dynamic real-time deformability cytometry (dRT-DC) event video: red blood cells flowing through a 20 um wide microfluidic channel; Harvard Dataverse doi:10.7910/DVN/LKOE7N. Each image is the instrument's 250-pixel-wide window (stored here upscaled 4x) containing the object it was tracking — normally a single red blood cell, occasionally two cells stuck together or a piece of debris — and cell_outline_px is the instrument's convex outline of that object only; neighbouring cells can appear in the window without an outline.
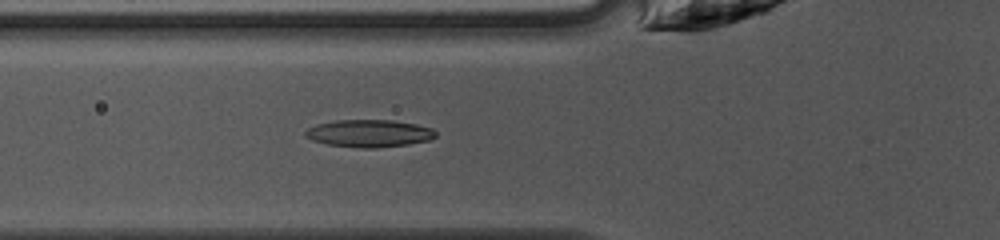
{"species": "common noctule bat (a hibernating species)", "species_latin": "Nyctalus noctula", "temperature_condition": "warm", "stored_images_in_passage": 47, "camera_frame_rate_fps": 3000, "um_per_image_px": 0.085, "animal": {"sex": "female", "body_mass_g": 10.0, "forearm_length_mm": 53.1}, "frame": {"image": 1, "passage_image": 18, "time_ms": 5.667, "image_size_px": [1000, 240], "cell_outline_px": [[436, 136], [428, 140], [408, 144], [376, 148], [360, 148], [328, 144], [312, 140], [304, 136], [304, 132], [308, 128], [316, 124], [336, 120], [392, 120], [416, 124], [432, 128], [436, 132]], "centroid_in_image_um": [31.36, 11.33], "position_along_channel_um": 94.4, "area_um2": 20.81}}
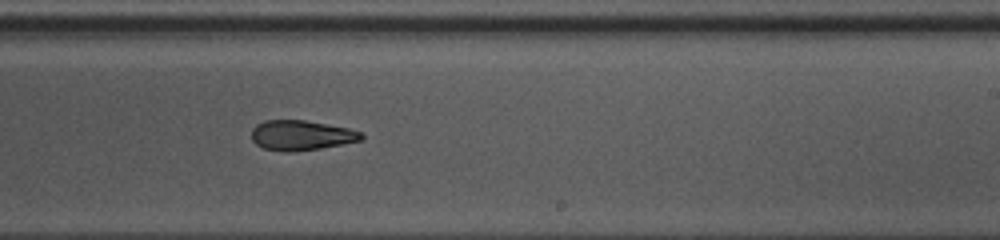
{"frame": {"image": 2, "passage_image": 30, "time_ms": 9.667, "image_size_px": [1000, 240], "cell_outline_px": [[364, 136], [360, 140], [320, 148], [288, 152], [284, 152], [264, 148], [256, 144], [252, 140], [252, 128], [256, 124], [264, 120], [304, 120], [348, 128], [360, 132]], "centroid_in_image_um": [25.55, 11.49], "position_along_channel_um": 263.4, "area_um2": 18.96}}
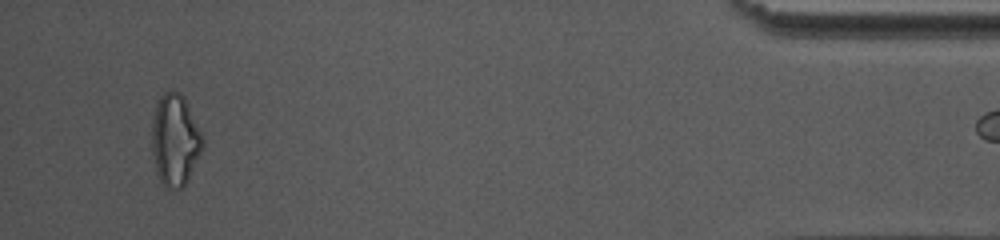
{"frame": {"image": 3, "passage_image": 46, "time_ms": 15.0, "image_size_px": [1000, 240], "cell_outline_px": [[204, 148], [188, 180], [180, 188], [164, 188], [156, 172], [152, 152], [152, 120], [156, 104], [160, 96], [164, 92], [172, 88], [184, 96], [204, 136]], "centroid_in_image_um": [14.89, 11.88], "position_along_channel_um": 420.3, "area_um2": 27.63}}